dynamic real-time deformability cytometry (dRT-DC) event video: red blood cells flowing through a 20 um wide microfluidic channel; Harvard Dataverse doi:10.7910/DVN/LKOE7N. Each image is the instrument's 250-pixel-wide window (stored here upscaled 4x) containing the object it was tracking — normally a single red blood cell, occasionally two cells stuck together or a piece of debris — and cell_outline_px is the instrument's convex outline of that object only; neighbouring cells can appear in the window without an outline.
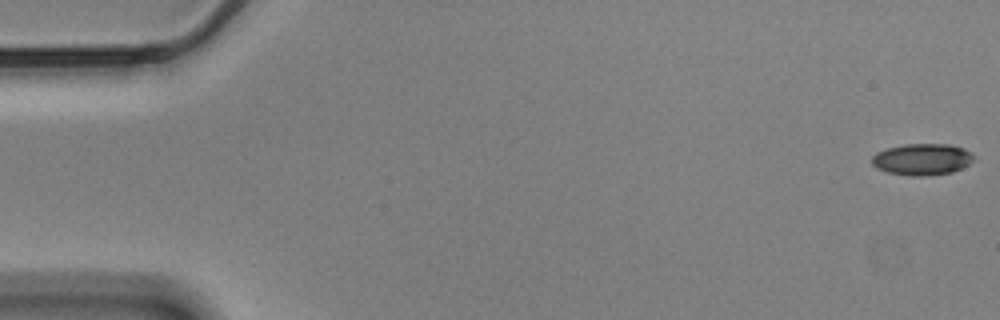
{"species": "Egyptian fruit bat (a non-hibernating species)", "species_latin": "Rousettus aegyptiacus", "temperature_condition": "cold", "stored_images_in_passage": 58, "camera_frame_rate_fps": 3000, "um_per_image_px": 0.085, "animal": {"sex": "male"}, "frame": {"image": 1, "passage_image": 1, "time_ms": 0.0, "image_size_px": [1000, 320], "cell_outline_px": [[972, 160], [968, 164], [952, 172], [924, 176], [912, 176], [888, 172], [876, 168], [872, 164], [872, 156], [876, 152], [884, 148], [904, 144], [948, 144], [964, 148], [972, 152]], "centroid_in_image_um": [78.34, 13.53], "position_along_channel_um": 6.7, "area_um2": 18.73}}
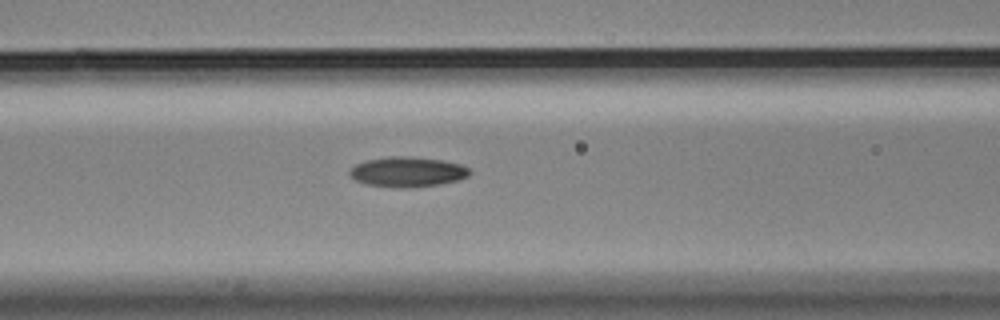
{"frame": {"image": 2, "passage_image": 24, "time_ms": 7.667, "image_size_px": [1000, 320], "cell_outline_px": [[472, 172], [468, 176], [456, 180], [440, 184], [408, 188], [400, 188], [364, 184], [356, 180], [348, 172], [356, 164], [368, 160], [392, 156], [404, 156], [444, 160], [460, 164], [468, 168]], "centroid_in_image_um": [34.65, 14.61], "position_along_channel_um": 132.0, "area_um2": 20.87}}
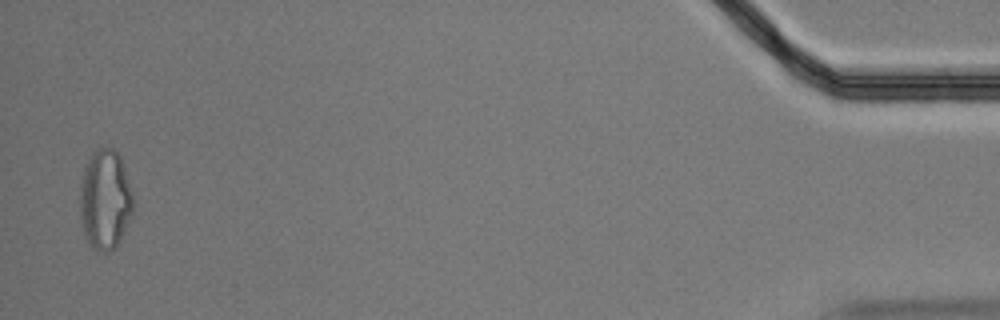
{"frame": {"image": 3, "passage_image": 57, "time_ms": 18.667, "image_size_px": [1000, 320], "cell_outline_px": [[132, 212], [120, 240], [116, 248], [108, 252], [104, 252], [92, 248], [84, 236], [80, 216], [80, 184], [84, 164], [96, 148], [112, 148], [120, 156], [124, 168], [132, 196]], "centroid_in_image_um": [8.89, 16.98], "position_along_channel_um": 426.3, "area_um2": 30.92}, "authors_computed_cell_mechanics": {"area_um2": 20.3745, "velocity_mm_per_s": 3.474, "shape_relaxation_time_tau1_ms": null, "shape_relaxation_time_tau2_ms": 7.8782, "deformation_change_tau1": null, "deformation_change_tau2": 0.1516}}